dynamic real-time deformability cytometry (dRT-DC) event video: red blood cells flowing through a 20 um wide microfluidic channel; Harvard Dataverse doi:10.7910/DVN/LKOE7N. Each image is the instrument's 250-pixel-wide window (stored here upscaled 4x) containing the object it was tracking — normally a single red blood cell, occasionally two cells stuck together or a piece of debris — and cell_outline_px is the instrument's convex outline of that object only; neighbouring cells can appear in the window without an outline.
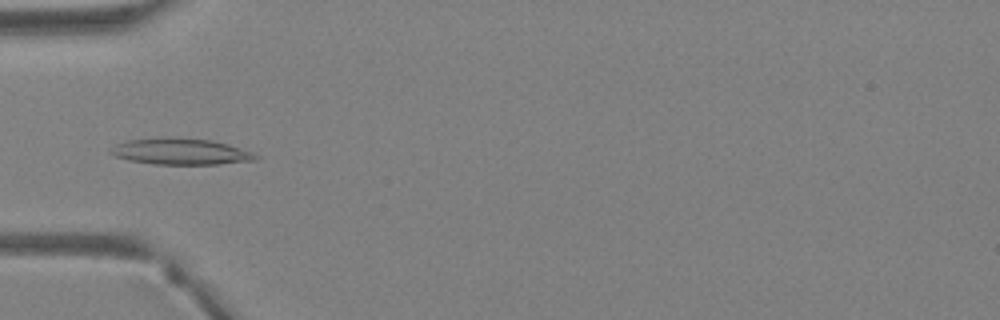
{"species": "Egyptian fruit bat (a non-hibernating species)", "species_latin": "Rousettus aegyptiacus", "temperature_condition": "warm", "stored_images_in_passage": 40, "camera_frame_rate_fps": 3000, "um_per_image_px": 0.085, "animal": {"sex": "female"}, "frame": {"image": 1, "passage_image": 13, "time_ms": 4.0, "image_size_px": [1000, 320], "cell_outline_px": [[260, 156], [256, 160], [220, 164], [152, 164], [128, 160], [112, 156], [108, 152], [116, 144], [128, 140], [212, 140], [228, 144], [252, 152]], "centroid_in_image_um": [15.38, 12.93], "position_along_channel_um": 69.6, "area_um2": 21.27}}
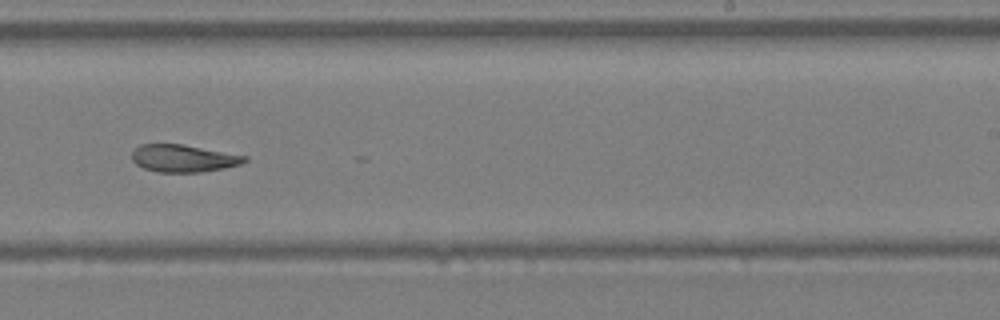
{"frame": {"image": 2, "passage_image": 25, "time_ms": 8.0, "image_size_px": [1000, 320], "cell_outline_px": [[248, 160], [240, 164], [224, 168], [200, 172], [156, 172], [144, 168], [136, 164], [132, 160], [132, 152], [140, 144], [180, 144], [248, 156]], "centroid_in_image_um": [15.58, 13.46], "position_along_channel_um": 273.4, "area_um2": 17.86}}
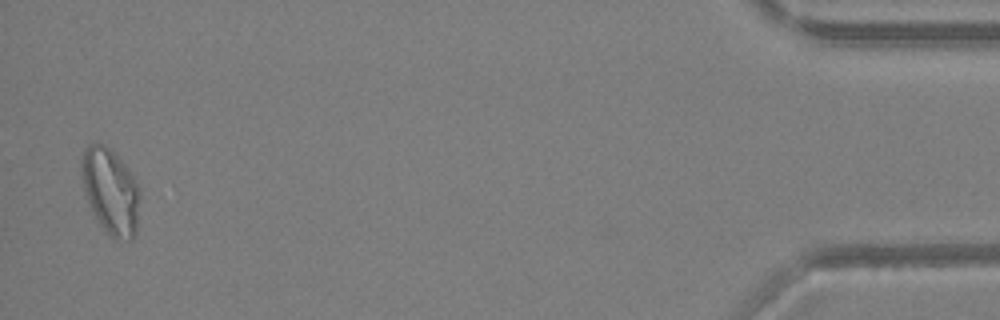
{"frame": {"image": 3, "passage_image": 39, "time_ms": 12.667, "image_size_px": [1000, 320], "cell_outline_px": [[140, 200], [136, 232], [132, 240], [116, 240], [96, 220], [92, 212], [84, 188], [80, 172], [80, 156], [84, 148], [88, 144], [104, 144], [112, 148], [136, 180], [140, 192]], "centroid_in_image_um": [9.39, 16.23], "position_along_channel_um": 425.8, "area_um2": 29.54}}